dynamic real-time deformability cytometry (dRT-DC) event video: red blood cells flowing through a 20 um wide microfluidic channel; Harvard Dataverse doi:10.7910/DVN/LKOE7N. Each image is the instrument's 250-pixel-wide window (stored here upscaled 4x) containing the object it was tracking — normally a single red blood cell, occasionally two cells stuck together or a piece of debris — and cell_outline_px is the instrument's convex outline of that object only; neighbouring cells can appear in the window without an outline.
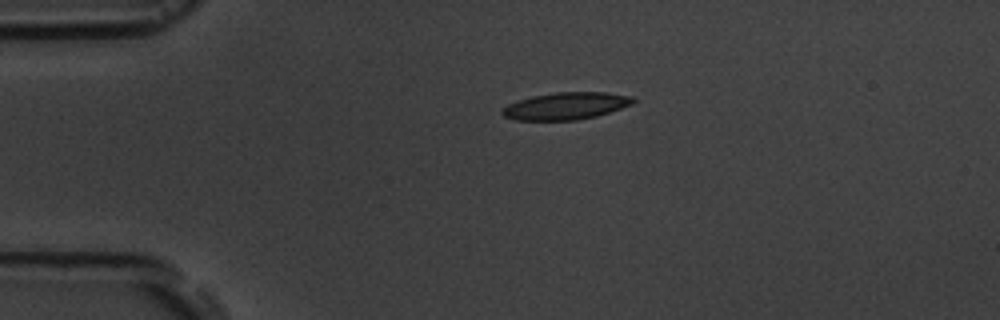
{"species": "common noctule bat (a hibernating species)", "species_latin": "Nyctalus noctula", "temperature_condition": "room temperature", "stored_images_in_passage": 2, "camera_frame_rate_fps": 3000, "um_per_image_px": 0.085, "animal": {"sex": "male", "body_mass_g": 19.5, "forearm_length_mm": 54.6}, "frame": {"image": 1, "passage_image": 1, "time_ms": 0.0, "image_size_px": [1000, 320], "cell_outline_px": [[636, 100], [632, 104], [596, 116], [576, 120], [516, 120], [504, 116], [500, 112], [508, 104], [516, 100], [532, 96], [556, 92], [608, 92], [632, 96]], "centroid_in_image_um": [48.09, 9.0], "position_along_channel_um": 36.9, "area_um2": 20.69}}
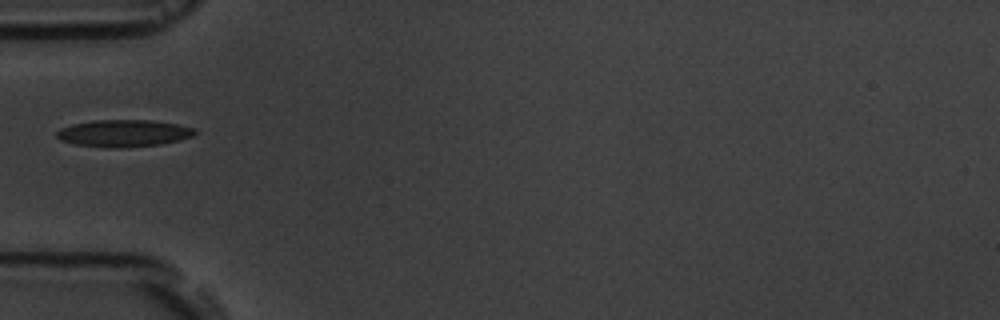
{"frame": {"image": 2, "passage_image": 2, "time_ms": 2.0, "image_size_px": [1000, 320], "cell_outline_px": [[196, 132], [192, 136], [160, 144], [76, 144], [60, 140], [56, 136], [56, 132], [60, 128], [72, 124], [96, 120], [148, 120], [180, 124], [196, 128]], "centroid_in_image_um": [10.54, 11.25], "position_along_channel_um": 74.5, "area_um2": 20.35}}